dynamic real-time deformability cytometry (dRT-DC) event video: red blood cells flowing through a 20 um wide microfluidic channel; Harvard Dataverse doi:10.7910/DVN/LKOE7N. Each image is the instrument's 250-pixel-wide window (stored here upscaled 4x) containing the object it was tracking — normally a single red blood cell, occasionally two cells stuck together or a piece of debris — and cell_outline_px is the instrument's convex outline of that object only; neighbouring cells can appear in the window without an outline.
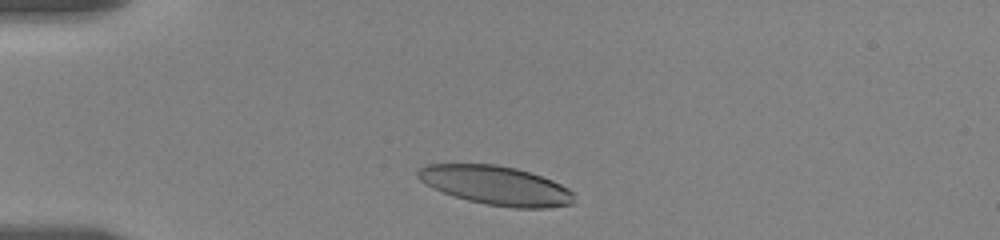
{"species": "human", "species_latin": "Homo sapiens", "temperature_condition": "room temperature", "stored_images_in_passage": 4, "camera_frame_rate_fps": 3000, "um_per_image_px": 0.085, "donor": {"sex": "female"}, "frame": {"image": 1, "passage_image": 2, "time_ms": 1.0, "image_size_px": [1000, 240], "cell_outline_px": [[576, 192], [572, 204], [548, 208], [512, 208], [484, 204], [468, 200], [444, 192], [420, 180], [416, 176], [416, 172], [424, 164], [496, 164], [516, 168], [552, 180]], "centroid_in_image_um": [42.19, 15.76], "position_along_channel_um": 42.8, "area_um2": 35.43}}